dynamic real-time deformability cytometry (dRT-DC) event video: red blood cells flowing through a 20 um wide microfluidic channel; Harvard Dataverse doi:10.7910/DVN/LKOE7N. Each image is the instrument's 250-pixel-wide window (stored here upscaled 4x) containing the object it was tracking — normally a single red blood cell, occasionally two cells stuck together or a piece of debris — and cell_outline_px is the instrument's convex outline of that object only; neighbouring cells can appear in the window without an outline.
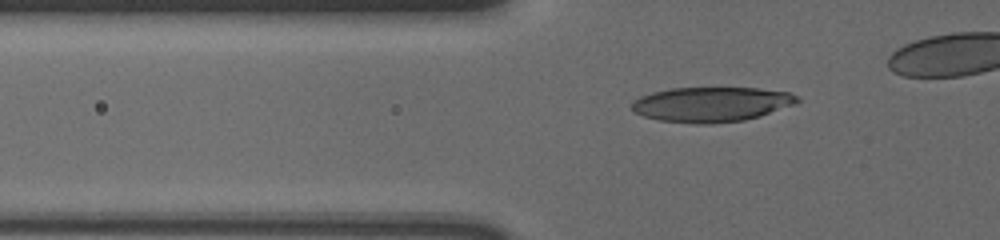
{"species": "human", "species_latin": "Homo sapiens", "temperature_condition": "cold", "stored_images_in_passage": 33, "camera_frame_rate_fps": 3000, "um_per_image_px": 0.085, "donor": {"sex": "male"}, "frame": {"image": 1, "passage_image": 2, "time_ms": 0.333, "image_size_px": [1000, 240], "cell_outline_px": [[800, 100], [796, 104], [760, 116], [744, 120], [708, 124], [696, 124], [660, 120], [644, 116], [632, 112], [632, 100], [640, 96], [652, 92], [668, 88], [760, 88], [788, 92], [800, 96]], "centroid_in_image_um": [60.47, 8.86], "position_along_channel_um": 65.3, "area_um2": 33.87}}
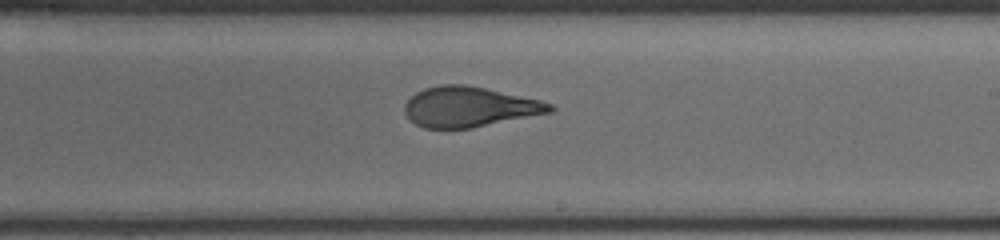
{"frame": {"image": 2, "passage_image": 18, "time_ms": 5.667, "image_size_px": [1000, 240], "cell_outline_px": [[556, 108], [552, 112], [472, 128], [424, 128], [416, 124], [404, 112], [404, 104], [416, 92], [424, 88], [440, 84], [464, 84], [484, 88], [540, 100], [552, 104]], "centroid_in_image_um": [39.89, 9.08], "position_along_channel_um": 249.1, "area_um2": 33.87}}
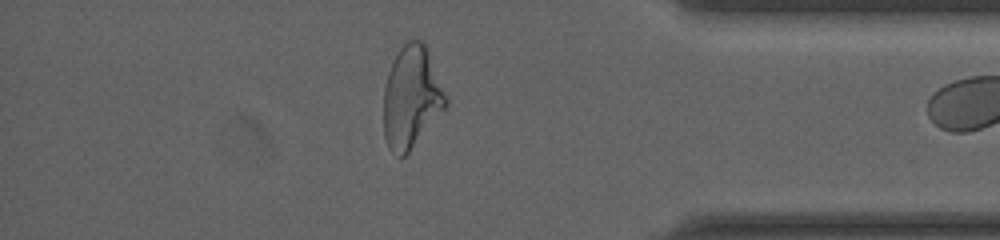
{"frame": {"image": 3, "passage_image": 32, "time_ms": 10.333, "image_size_px": [1000, 240], "cell_outline_px": [[448, 108], [408, 152], [404, 156], [400, 156], [388, 148], [384, 136], [384, 88], [388, 72], [400, 48], [408, 40], [420, 40], [428, 48], [448, 100]], "centroid_in_image_um": [35.0, 8.28], "position_along_channel_um": 400.2, "area_um2": 37.05}}